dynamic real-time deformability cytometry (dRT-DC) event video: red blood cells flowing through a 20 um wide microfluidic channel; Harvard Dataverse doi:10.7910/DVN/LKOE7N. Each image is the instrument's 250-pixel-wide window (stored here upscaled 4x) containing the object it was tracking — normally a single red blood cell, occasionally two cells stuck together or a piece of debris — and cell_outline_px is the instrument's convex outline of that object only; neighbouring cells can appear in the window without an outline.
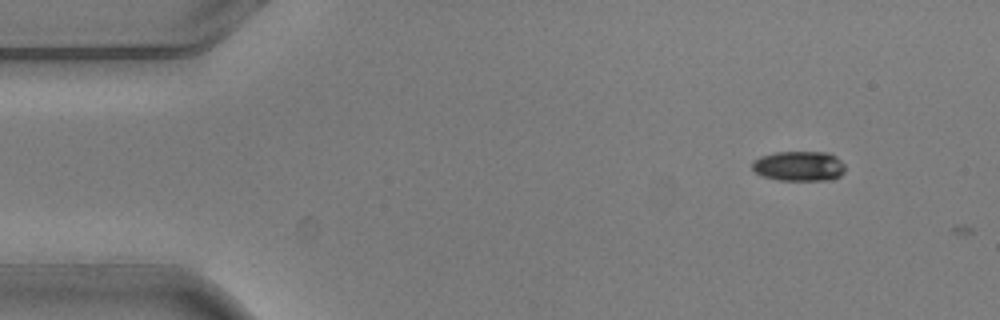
{"species": "common noctule bat (a hibernating species)", "species_latin": "Nyctalus noctula", "temperature_condition": "warm", "stored_images_in_passage": 3, "camera_frame_rate_fps": 3000, "um_per_image_px": 0.085, "animal": {"sex": "male", "body_mass_g": 20.5, "forearm_length_mm": 52.5}, "frame": {"image": 1, "passage_image": 1, "time_ms": 0.0, "image_size_px": [1000, 320], "cell_outline_px": [[844, 172], [840, 176], [832, 180], [776, 180], [764, 176], [756, 172], [752, 168], [752, 160], [760, 156], [776, 152], [828, 152], [836, 156], [844, 164]], "centroid_in_image_um": [67.92, 14.11], "position_along_channel_um": 17.1, "area_um2": 16.36}}